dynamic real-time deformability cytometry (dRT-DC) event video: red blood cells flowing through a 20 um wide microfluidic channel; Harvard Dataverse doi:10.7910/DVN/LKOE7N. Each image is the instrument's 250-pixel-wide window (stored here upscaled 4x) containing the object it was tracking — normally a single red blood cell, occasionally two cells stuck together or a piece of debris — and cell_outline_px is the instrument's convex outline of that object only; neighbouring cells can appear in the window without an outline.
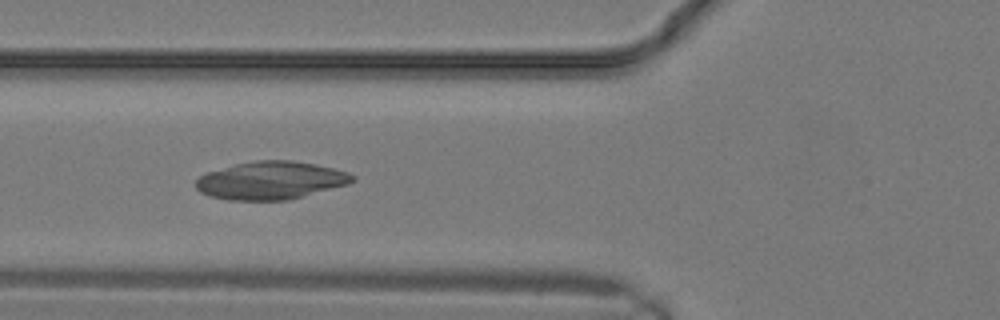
{"species": "common noctule bat (a hibernating species)", "species_latin": "Nyctalus noctula", "temperature_condition": "warm", "stored_images_in_passage": 15, "camera_frame_rate_fps": 3000, "um_per_image_px": 0.085, "animal": {"sex": "male", "body_mass_g": 19.2, "forearm_length_mm": 51.8}, "frame": {"image": 1, "passage_image": 9, "time_ms": 2.667, "image_size_px": [1000, 320], "cell_outline_px": [[356, 180], [348, 184], [288, 200], [228, 200], [208, 196], [200, 192], [196, 188], [196, 180], [200, 176], [208, 172], [236, 164], [256, 160], [292, 160], [316, 164], [348, 172], [356, 176]], "centroid_in_image_um": [23.03, 15.34], "position_along_channel_um": 102.8, "area_um2": 34.56}}
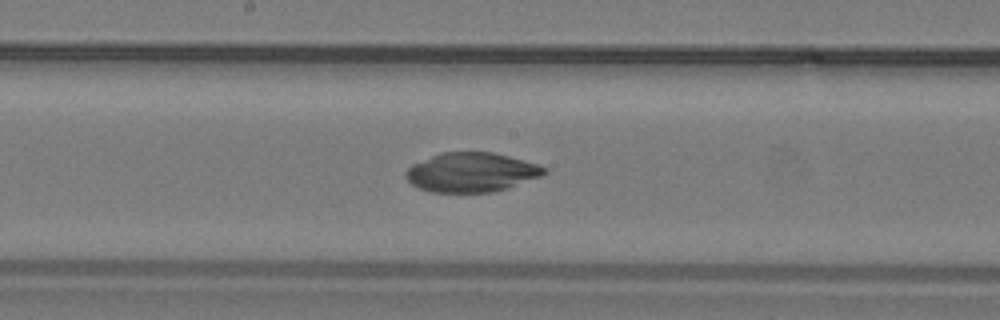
{"frame": {"image": 2, "passage_image": 13, "time_ms": 4.0, "image_size_px": [1000, 320], "cell_outline_px": [[548, 172], [544, 176], [508, 188], [492, 192], [432, 192], [420, 188], [412, 184], [404, 176], [404, 172], [412, 164], [440, 152], [492, 152], [508, 156], [536, 164], [548, 168]], "centroid_in_image_um": [40.09, 14.65], "position_along_channel_um": 208.1, "area_um2": 31.85}}
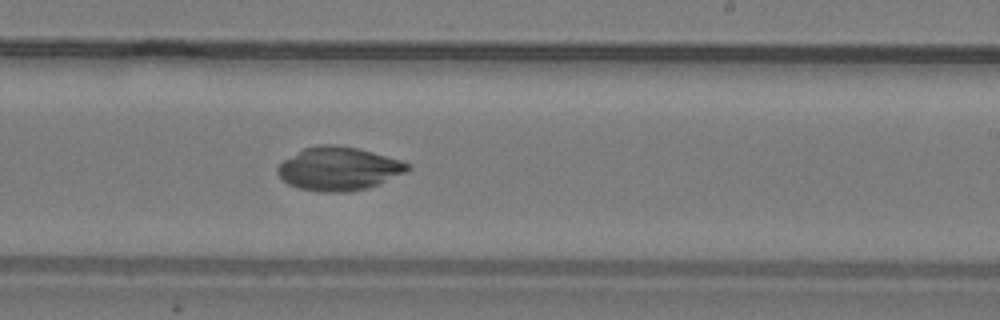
{"frame": {"image": 3, "passage_image": 15, "time_ms": 4.667, "image_size_px": [1000, 320], "cell_outline_px": [[412, 168], [404, 172], [368, 188], [348, 192], [320, 192], [300, 188], [288, 184], [276, 172], [276, 168], [284, 160], [304, 148], [316, 144], [336, 144], [360, 148], [400, 160], [412, 164]], "centroid_in_image_um": [28.78, 14.32], "position_along_channel_um": 260.2, "area_um2": 32.89}}